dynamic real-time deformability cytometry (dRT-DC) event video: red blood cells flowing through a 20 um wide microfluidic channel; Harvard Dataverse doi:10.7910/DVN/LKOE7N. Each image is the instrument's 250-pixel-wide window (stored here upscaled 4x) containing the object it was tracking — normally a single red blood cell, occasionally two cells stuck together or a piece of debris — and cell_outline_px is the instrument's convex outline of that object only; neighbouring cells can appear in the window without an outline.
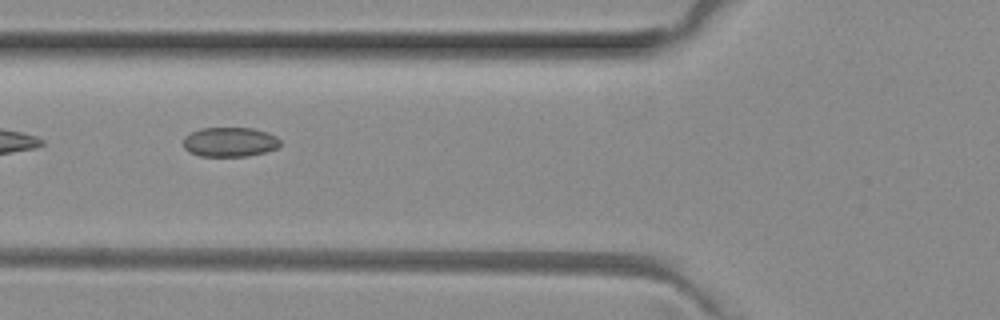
{"species": "common noctule bat (a hibernating species)", "species_latin": "Nyctalus noctula", "temperature_condition": "room temperature", "stored_images_in_passage": 5, "camera_frame_rate_fps": 3000, "um_per_image_px": 0.085, "animal": {"sex": "female", "body_mass_g": 29.2, "forearm_length_mm": 56.3}, "frame": {"image": 1, "passage_image": 2, "time_ms": 0.333, "image_size_px": [1000, 320], "cell_outline_px": [[280, 144], [276, 148], [264, 152], [248, 156], [200, 156], [188, 152], [184, 148], [184, 136], [200, 128], [252, 128], [268, 132], [276, 136], [280, 140]], "centroid_in_image_um": [19.52, 12.07], "position_along_channel_um": 106.3, "area_um2": 16.7}}
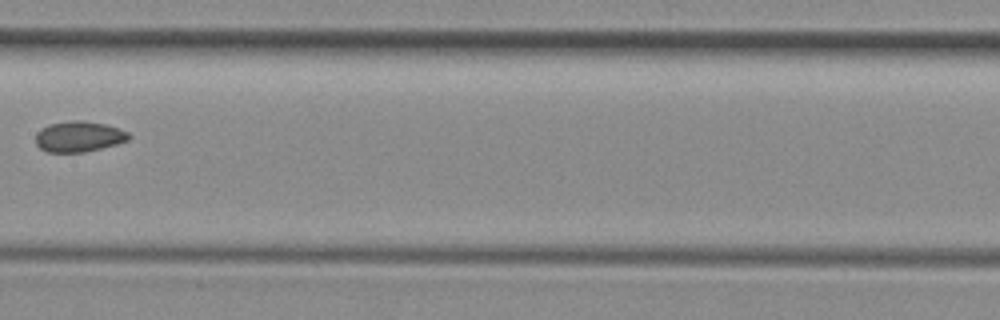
{"frame": {"image": 2, "passage_image": 4, "time_ms": 1.0, "image_size_px": [1000, 320], "cell_outline_px": [[132, 136], [128, 140], [116, 144], [84, 152], [48, 152], [40, 148], [36, 144], [36, 132], [40, 128], [48, 124], [72, 120], [84, 120], [104, 124], [128, 132]], "centroid_in_image_um": [6.67, 11.6], "position_along_channel_um": 200.7, "area_um2": 16.65}}
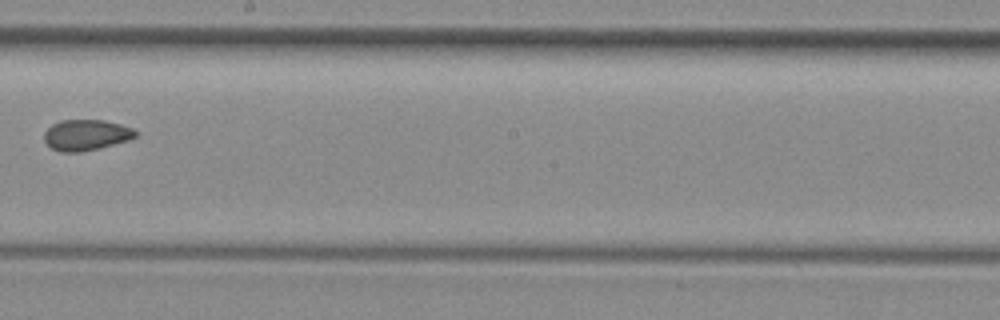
{"frame": {"image": 3, "passage_image": 5, "time_ms": 1.333, "image_size_px": [1000, 320], "cell_outline_px": [[140, 132], [136, 136], [128, 140], [80, 152], [60, 152], [52, 148], [44, 140], [44, 132], [52, 124], [60, 120], [104, 120], [120, 124], [132, 128]], "centroid_in_image_um": [7.31, 11.46], "position_along_channel_um": 240.9, "area_um2": 16.3}}